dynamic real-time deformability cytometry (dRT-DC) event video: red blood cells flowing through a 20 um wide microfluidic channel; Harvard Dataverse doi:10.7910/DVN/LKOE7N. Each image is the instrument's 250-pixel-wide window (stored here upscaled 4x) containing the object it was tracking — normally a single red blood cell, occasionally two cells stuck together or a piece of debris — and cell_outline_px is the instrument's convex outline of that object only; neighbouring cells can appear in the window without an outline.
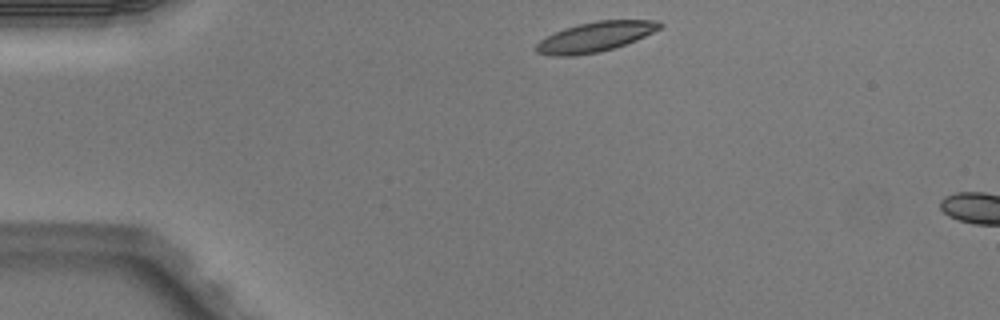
{"species": "Egyptian fruit bat (a non-hibernating species)", "species_latin": "Rousettus aegyptiacus", "temperature_condition": "warm", "stored_images_in_passage": 2, "camera_frame_rate_fps": 3000, "um_per_image_px": 0.085, "animal": {"sex": "male"}, "frame": {"image": 1, "passage_image": 1, "time_ms": 0.0, "image_size_px": [1000, 320], "cell_outline_px": [[664, 24], [660, 28], [636, 40], [600, 52], [572, 56], [548, 56], [536, 52], [536, 44], [540, 40], [564, 28], [596, 20], [660, 20]], "centroid_in_image_um": [50.59, 3.13], "position_along_channel_um": 34.4, "area_um2": 21.39}}